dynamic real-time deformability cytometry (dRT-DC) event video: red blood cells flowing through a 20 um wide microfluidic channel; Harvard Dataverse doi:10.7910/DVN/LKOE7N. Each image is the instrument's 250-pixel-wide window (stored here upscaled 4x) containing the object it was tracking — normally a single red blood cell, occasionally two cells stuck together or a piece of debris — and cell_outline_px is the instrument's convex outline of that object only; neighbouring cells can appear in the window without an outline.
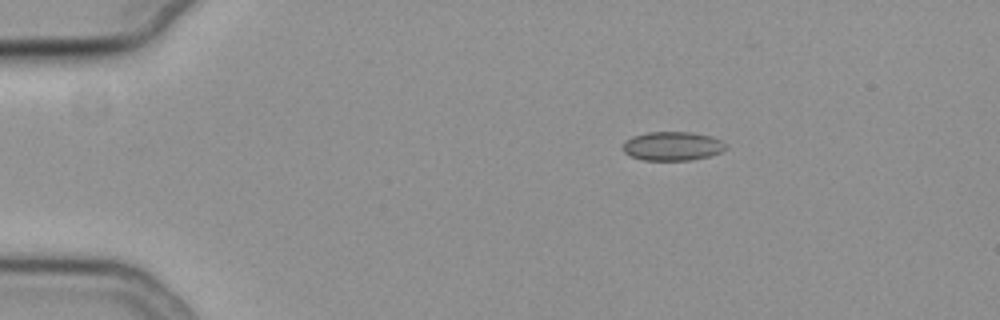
{"species": "common noctule bat (a hibernating species)", "species_latin": "Nyctalus noctula", "temperature_condition": "cold", "stored_images_in_passage": 38, "camera_frame_rate_fps": 3000, "um_per_image_px": 0.085, "animal": {"sex": "female", "body_mass_g": 19.3, "forearm_length_mm": 54.1}, "frame": {"image": 1, "passage_image": 1, "time_ms": 0.0, "image_size_px": [1000, 320], "cell_outline_px": [[728, 148], [720, 152], [708, 156], [688, 160], [644, 160], [632, 156], [624, 152], [624, 144], [632, 136], [648, 132], [692, 132], [712, 136], [720, 140]], "centroid_in_image_um": [57.18, 12.41], "position_along_channel_um": 27.8, "area_um2": 17.11}}
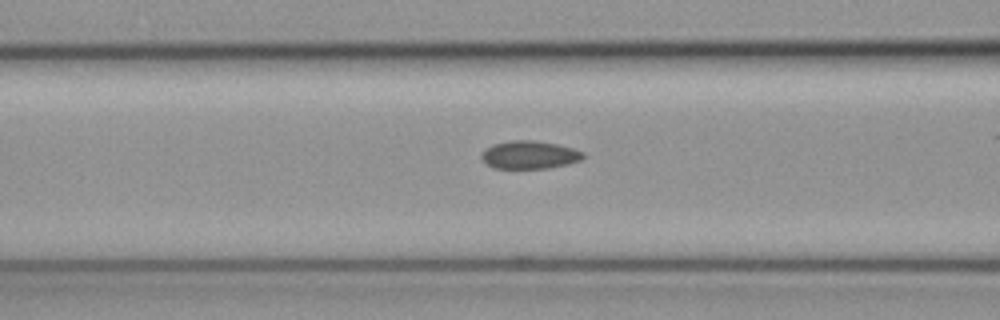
{"frame": {"image": 2, "passage_image": 14, "time_ms": 4.333, "image_size_px": [1000, 320], "cell_outline_px": [[584, 156], [580, 160], [568, 164], [548, 168], [496, 168], [488, 164], [480, 156], [492, 144], [512, 140], [532, 140], [556, 144], [572, 148], [584, 152]], "centroid_in_image_um": [45.03, 13.16], "position_along_channel_um": 121.6, "area_um2": 16.3}}
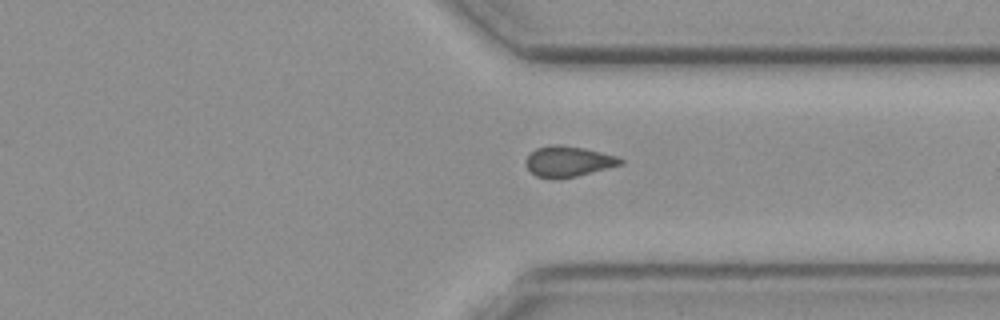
{"frame": {"image": 3, "passage_image": 33, "time_ms": 10.667, "image_size_px": [1000, 320], "cell_outline_px": [[624, 164], [576, 176], [552, 180], [536, 176], [524, 164], [524, 160], [536, 148], [552, 144], [556, 144], [584, 148], [616, 156], [624, 160]], "centroid_in_image_um": [48.28, 13.73], "position_along_channel_um": 363.1, "area_um2": 16.94}, "authors_computed_cell_mechanics": {"area_um2": 16.8776, "velocity_mm_per_s": 3.8104, "shape_relaxation_time_tau1_ms": null, "shape_relaxation_time_tau2_ms": 3.6719, "deformation_change_tau1": null, "deformation_change_tau2": 0.0662}}